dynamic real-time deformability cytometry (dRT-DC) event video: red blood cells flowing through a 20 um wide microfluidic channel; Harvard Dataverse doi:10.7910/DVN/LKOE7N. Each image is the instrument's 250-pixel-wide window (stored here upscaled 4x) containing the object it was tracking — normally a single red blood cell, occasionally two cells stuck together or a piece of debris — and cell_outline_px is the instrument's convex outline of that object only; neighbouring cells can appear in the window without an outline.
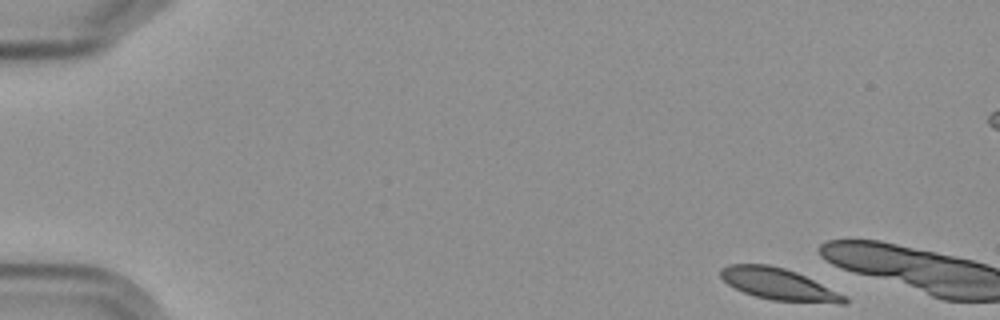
{"species": "Egyptian fruit bat (a non-hibernating species)", "species_latin": "Rousettus aegyptiacus", "temperature_condition": "cold", "stored_images_in_passage": 4, "camera_frame_rate_fps": 3000, "um_per_image_px": 0.085, "frame": {"image": 1, "passage_image": 1, "time_ms": 0.0, "image_size_px": [1000, 320], "cell_outline_px": [[848, 304], [840, 304], [772, 300], [756, 296], [744, 292], [728, 284], [720, 276], [720, 268], [728, 264], [768, 264], [784, 268], [796, 272], [848, 296]], "centroid_in_image_um": [66.22, 24.16], "position_along_channel_um": 18.8, "area_um2": 22.83}}